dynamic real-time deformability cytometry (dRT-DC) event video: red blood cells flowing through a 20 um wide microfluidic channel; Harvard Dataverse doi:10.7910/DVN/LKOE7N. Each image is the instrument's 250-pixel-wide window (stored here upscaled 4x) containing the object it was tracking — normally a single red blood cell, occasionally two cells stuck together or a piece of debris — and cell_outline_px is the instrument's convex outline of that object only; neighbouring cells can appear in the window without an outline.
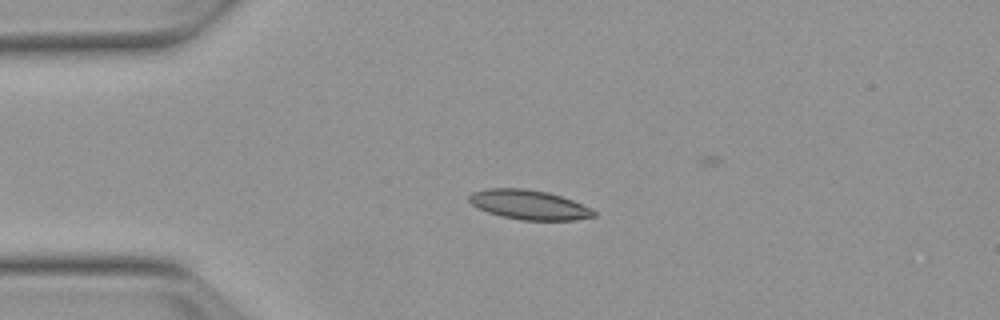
{"species": "Egyptian fruit bat (a non-hibernating species)", "species_latin": "Rousettus aegyptiacus", "temperature_condition": "warm", "stored_images_in_passage": 14, "camera_frame_rate_fps": 3000, "um_per_image_px": 0.085, "animal": {"sex": "female"}, "frame": {"image": 1, "passage_image": 1, "time_ms": 0.0, "image_size_px": [1000, 320], "cell_outline_px": [[596, 216], [576, 220], [520, 220], [500, 216], [488, 212], [472, 204], [468, 200], [468, 196], [472, 192], [484, 188], [524, 188], [548, 192], [572, 200], [592, 208], [596, 212]], "centroid_in_image_um": [44.97, 17.4], "position_along_channel_um": 40.0, "area_um2": 21.56}}
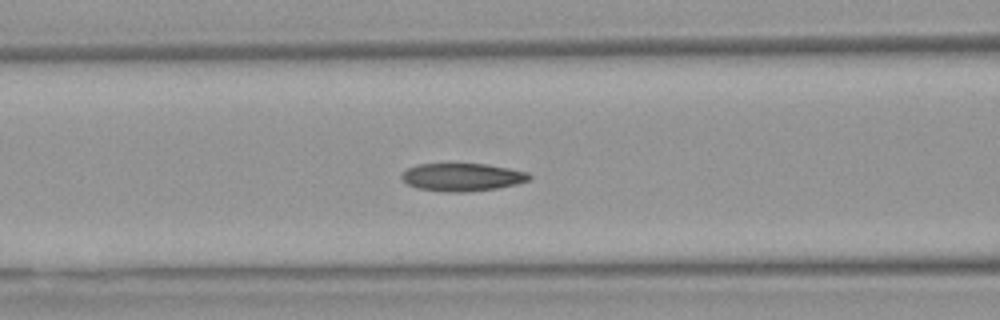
{"frame": {"image": 2, "passage_image": 10, "time_ms": 3.0, "image_size_px": [1000, 320], "cell_outline_px": [[532, 176], [528, 180], [516, 184], [496, 188], [468, 192], [444, 192], [416, 188], [408, 184], [400, 176], [408, 168], [416, 164], [448, 160], [484, 164], [508, 168], [528, 172]], "centroid_in_image_um": [39.23, 15.0], "position_along_channel_um": 127.4, "area_um2": 21.62}}
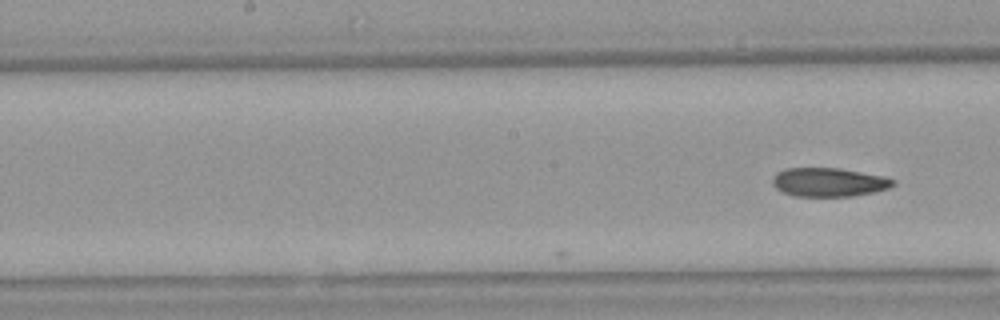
{"frame": {"image": 3, "passage_image": 14, "time_ms": 4.333, "image_size_px": [1000, 320], "cell_outline_px": [[896, 184], [888, 188], [872, 192], [852, 196], [796, 196], [784, 192], [776, 188], [772, 184], [772, 176], [776, 172], [784, 168], [840, 168], [880, 176], [896, 180]], "centroid_in_image_um": [70.4, 15.48], "position_along_channel_um": 177.8, "area_um2": 20.11}}